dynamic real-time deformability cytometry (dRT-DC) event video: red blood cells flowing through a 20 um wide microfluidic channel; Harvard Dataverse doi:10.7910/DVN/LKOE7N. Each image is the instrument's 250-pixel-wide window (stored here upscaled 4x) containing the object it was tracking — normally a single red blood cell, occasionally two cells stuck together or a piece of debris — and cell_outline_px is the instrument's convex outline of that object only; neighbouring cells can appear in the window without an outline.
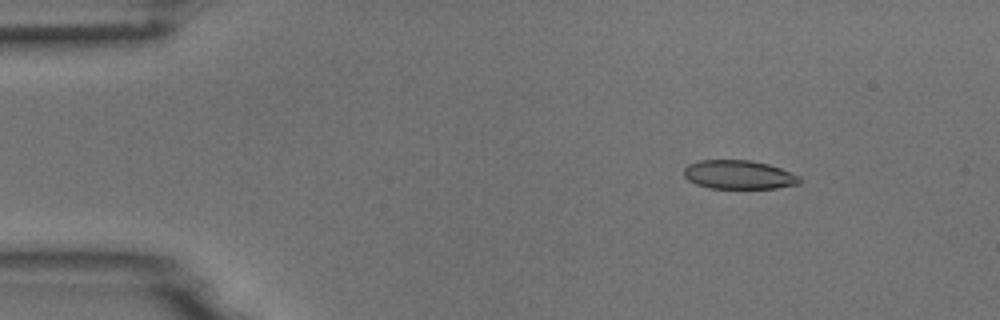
{"species": "common noctule bat (a hibernating species)", "species_latin": "Nyctalus noctula", "temperature_condition": "room temperature", "stored_images_in_passage": 5, "camera_frame_rate_fps": 3000, "um_per_image_px": 0.085, "animal": {"sex": "male", "body_mass_g": 18.8}, "frame": {"image": 1, "passage_image": 2, "time_ms": 0.333, "image_size_px": [1000, 320], "cell_outline_px": [[800, 184], [776, 188], [708, 188], [696, 184], [688, 180], [684, 176], [684, 168], [688, 164], [700, 160], [748, 160], [768, 164], [780, 168], [800, 176]], "centroid_in_image_um": [62.78, 14.85], "position_along_channel_um": 22.2, "area_um2": 19.42}}
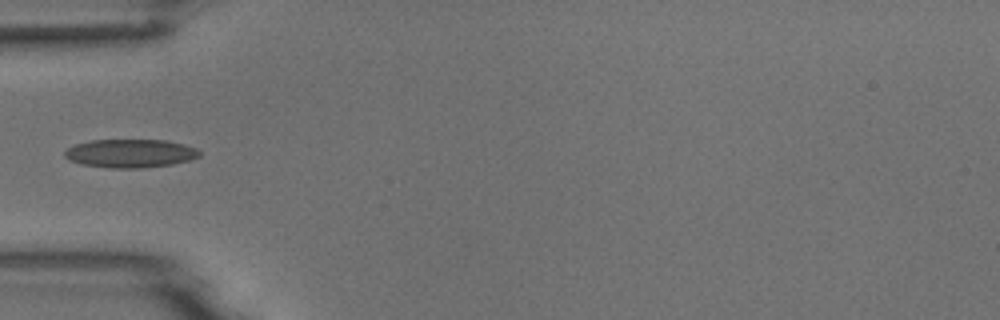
{"frame": {"image": 2, "passage_image": 5, "time_ms": 1.333, "image_size_px": [1000, 320], "cell_outline_px": [[200, 156], [188, 160], [172, 164], [140, 168], [108, 168], [80, 164], [68, 160], [64, 156], [64, 152], [68, 148], [76, 144], [92, 140], [164, 140], [184, 144], [196, 148], [200, 152]], "centroid_in_image_um": [11.05, 13.04], "position_along_channel_um": 74.0, "area_um2": 22.31}}